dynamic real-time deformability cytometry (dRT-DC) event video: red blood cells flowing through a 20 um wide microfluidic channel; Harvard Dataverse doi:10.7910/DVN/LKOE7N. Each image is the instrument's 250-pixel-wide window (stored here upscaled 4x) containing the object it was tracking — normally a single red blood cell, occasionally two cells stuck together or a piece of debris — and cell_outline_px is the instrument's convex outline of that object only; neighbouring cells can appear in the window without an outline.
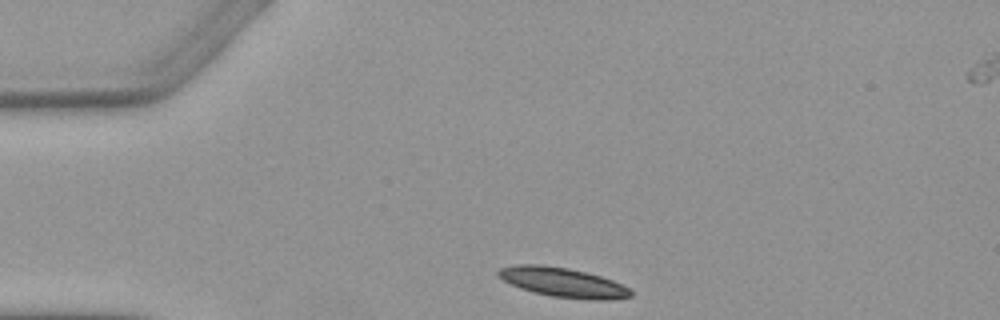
{"species": "Egyptian fruit bat (a non-hibernating species)", "species_latin": "Rousettus aegyptiacus", "temperature_condition": "warm", "stored_images_in_passage": 3, "camera_frame_rate_fps": 3000, "um_per_image_px": 0.085, "animal": {"sex": "female"}, "frame": {"image": 1, "passage_image": 1, "time_ms": 0.0, "image_size_px": [1000, 320], "cell_outline_px": [[632, 296], [608, 300], [588, 300], [552, 296], [520, 288], [496, 276], [496, 272], [500, 268], [516, 264], [540, 264], [568, 268], [600, 276], [612, 280], [628, 288], [632, 292]], "centroid_in_image_um": [47.82, 24.0], "position_along_channel_um": 37.2, "area_um2": 22.6}}
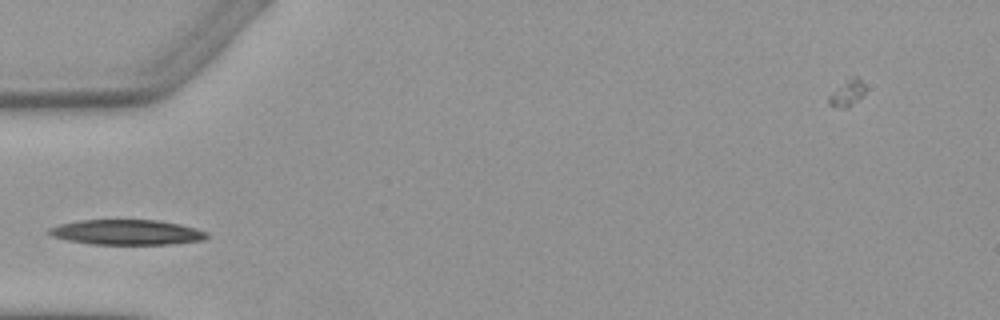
{"frame": {"image": 2, "passage_image": 3, "time_ms": 2.0, "image_size_px": [1000, 320], "cell_outline_px": [[208, 236], [204, 240], [172, 244], [88, 244], [68, 240], [52, 236], [48, 232], [48, 228], [60, 224], [80, 220], [156, 220], [180, 224], [196, 228], [208, 232]], "centroid_in_image_um": [10.79, 19.74], "position_along_channel_um": 74.2, "area_um2": 23.12}}